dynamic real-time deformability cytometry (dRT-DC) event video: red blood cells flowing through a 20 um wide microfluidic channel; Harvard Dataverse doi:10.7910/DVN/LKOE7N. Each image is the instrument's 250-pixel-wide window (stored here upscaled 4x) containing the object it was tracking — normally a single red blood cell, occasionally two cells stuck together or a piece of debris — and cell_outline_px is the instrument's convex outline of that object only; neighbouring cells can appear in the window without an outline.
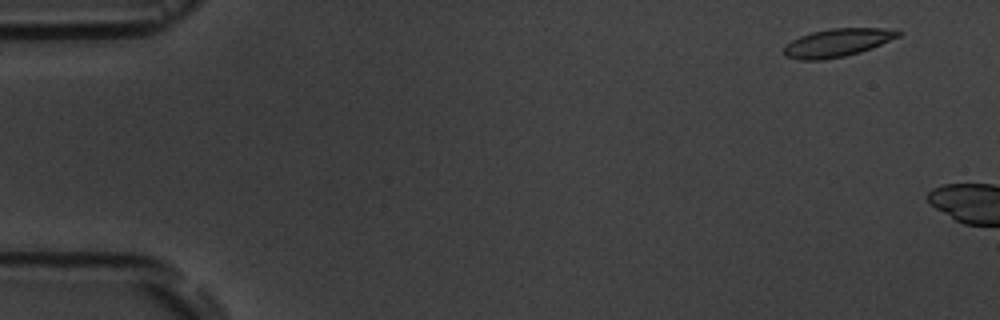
{"species": "common noctule bat (a hibernating species)", "species_latin": "Nyctalus noctula", "temperature_condition": "room temperature", "stored_images_in_passage": 3, "camera_frame_rate_fps": 3000, "um_per_image_px": 0.085, "animal": {"sex": "male", "body_mass_g": 19.5, "forearm_length_mm": 54.6}, "frame": {"image": 1, "passage_image": 2, "time_ms": 1.0, "image_size_px": [1000, 320], "cell_outline_px": [[904, 32], [900, 36], [872, 48], [860, 52], [844, 56], [820, 60], [800, 60], [784, 56], [784, 48], [792, 40], [800, 36], [812, 32], [832, 28], [880, 28]], "centroid_in_image_um": [71.18, 3.63], "position_along_channel_um": 13.8, "area_um2": 18.55}}